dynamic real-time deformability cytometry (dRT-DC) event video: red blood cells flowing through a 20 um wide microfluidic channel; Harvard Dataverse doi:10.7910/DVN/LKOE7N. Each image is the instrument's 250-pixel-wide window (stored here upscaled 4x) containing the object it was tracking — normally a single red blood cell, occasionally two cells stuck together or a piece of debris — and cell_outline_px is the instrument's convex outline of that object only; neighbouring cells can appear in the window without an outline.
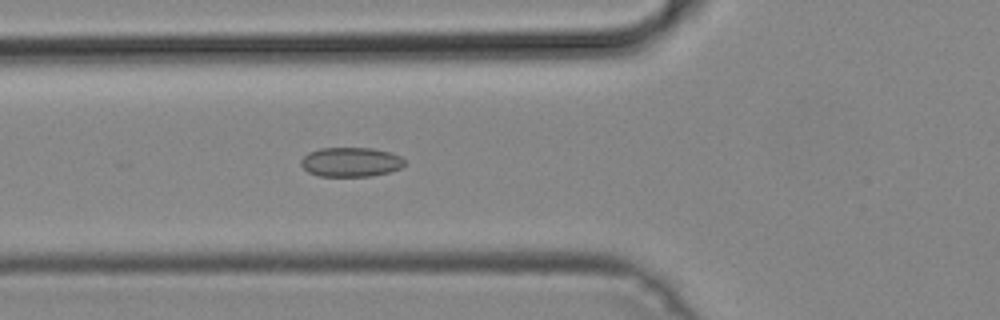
{"species": "common noctule bat (a hibernating species)", "species_latin": "Nyctalus noctula", "temperature_condition": "cold", "stored_images_in_passage": 51, "camera_frame_rate_fps": 3000, "um_per_image_px": 0.085, "animal": {"sex": "male", "body_mass_g": 19.2, "forearm_length_mm": 51.8}, "frame": {"image": 1, "passage_image": 19, "time_ms": 6.0, "image_size_px": [1000, 320], "cell_outline_px": [[404, 164], [400, 168], [388, 172], [372, 176], [320, 176], [308, 172], [300, 164], [300, 160], [308, 152], [320, 148], [372, 148], [392, 152], [400, 156], [404, 160]], "centroid_in_image_um": [29.8, 13.76], "position_along_channel_um": 96.0, "area_um2": 17.8}}
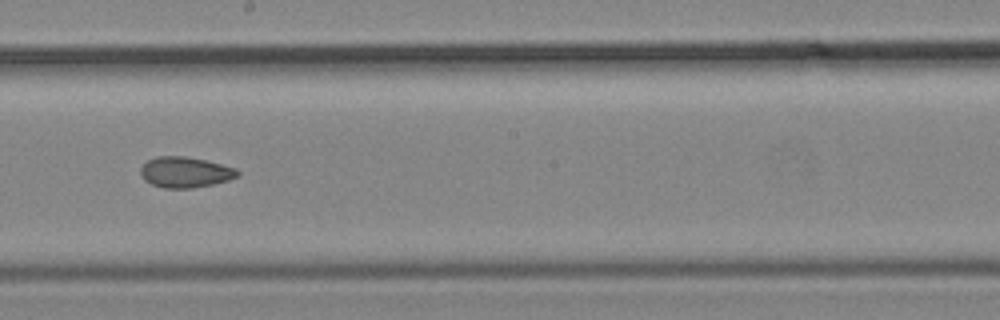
{"frame": {"image": 2, "passage_image": 29, "time_ms": 9.333, "image_size_px": [1000, 320], "cell_outline_px": [[240, 176], [228, 180], [212, 184], [192, 188], [164, 188], [152, 184], [144, 180], [140, 176], [140, 168], [148, 160], [156, 156], [188, 156], [236, 168], [240, 172]], "centroid_in_image_um": [15.73, 14.63], "position_along_channel_um": 232.5, "area_um2": 17.4}}
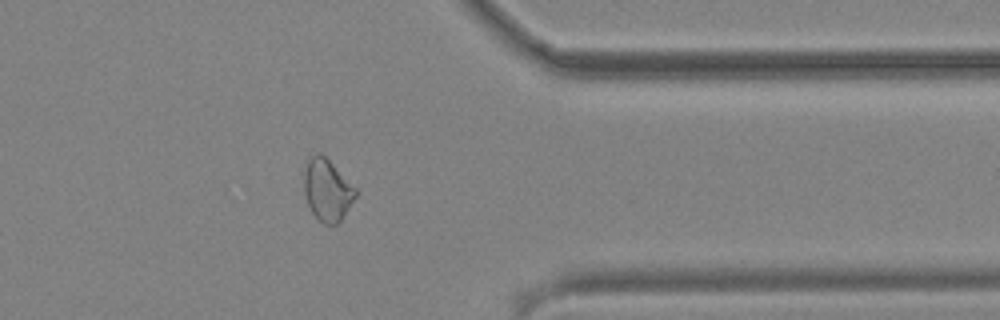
{"frame": {"image": 3, "passage_image": 41, "time_ms": 13.333, "image_size_px": [1000, 320], "cell_outline_px": [[356, 196], [340, 220], [336, 224], [324, 224], [312, 212], [308, 204], [304, 192], [304, 172], [308, 160], [316, 152], [320, 152], [356, 188]], "centroid_in_image_um": [27.8, 16.14], "position_along_channel_um": 383.6, "area_um2": 18.09}}